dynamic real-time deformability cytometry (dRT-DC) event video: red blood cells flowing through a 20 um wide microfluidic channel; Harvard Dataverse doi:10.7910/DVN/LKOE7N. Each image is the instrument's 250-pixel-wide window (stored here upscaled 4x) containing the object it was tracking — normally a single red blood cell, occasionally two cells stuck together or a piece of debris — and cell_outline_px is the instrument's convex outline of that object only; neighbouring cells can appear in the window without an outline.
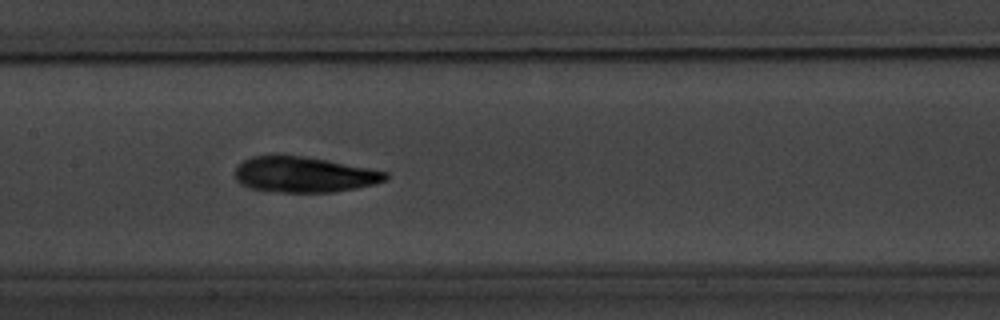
{"species": "common noctule bat (a hibernating species)", "species_latin": "Nyctalus noctula", "temperature_condition": "warm", "stored_images_in_passage": 9, "segment_of_instrument_passage": [1, 2], "camera_frame_rate_fps": 3000, "um_per_image_px": 0.085, "animal": {"sex": "male", "body_mass_g": 20.1, "forearm_length_mm": 53.5}, "frame": {"image": 1, "passage_image": 8, "time_ms": 9.0, "image_size_px": [1000, 320], "cell_outline_px": [[388, 180], [356, 188], [332, 192], [280, 192], [248, 188], [240, 184], [236, 180], [236, 168], [244, 160], [252, 156], [276, 152], [304, 156], [328, 160], [388, 172]], "centroid_in_image_um": [25.79, 14.8], "position_along_channel_um": 181.6, "area_um2": 31.73}}